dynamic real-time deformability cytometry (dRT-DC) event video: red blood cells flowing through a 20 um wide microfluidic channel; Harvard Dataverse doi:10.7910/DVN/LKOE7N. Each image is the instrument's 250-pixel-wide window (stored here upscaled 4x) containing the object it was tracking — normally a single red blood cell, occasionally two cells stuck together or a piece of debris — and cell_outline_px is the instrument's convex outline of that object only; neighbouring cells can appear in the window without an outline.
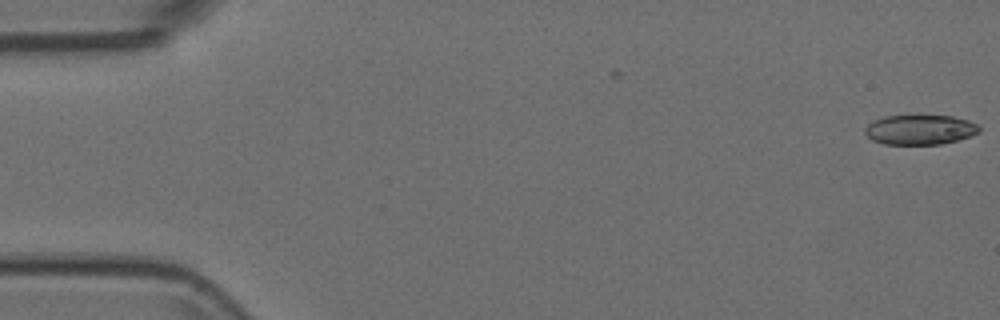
{"species": "Egyptian fruit bat (a non-hibernating species)", "species_latin": "Rousettus aegyptiacus", "temperature_condition": "room temperature", "stored_images_in_passage": 2, "camera_frame_rate_fps": 3000, "um_per_image_px": 0.085, "animal": {"sex": "female"}, "frame": {"image": 1, "passage_image": 2, "time_ms": 0.333, "image_size_px": [1000, 320], "cell_outline_px": [[980, 132], [972, 136], [940, 144], [884, 144], [872, 140], [864, 132], [864, 128], [872, 120], [884, 116], [952, 116], [968, 120], [976, 124], [980, 128]], "centroid_in_image_um": [78.18, 11.02], "position_along_channel_um": 6.8, "area_um2": 19.83}}